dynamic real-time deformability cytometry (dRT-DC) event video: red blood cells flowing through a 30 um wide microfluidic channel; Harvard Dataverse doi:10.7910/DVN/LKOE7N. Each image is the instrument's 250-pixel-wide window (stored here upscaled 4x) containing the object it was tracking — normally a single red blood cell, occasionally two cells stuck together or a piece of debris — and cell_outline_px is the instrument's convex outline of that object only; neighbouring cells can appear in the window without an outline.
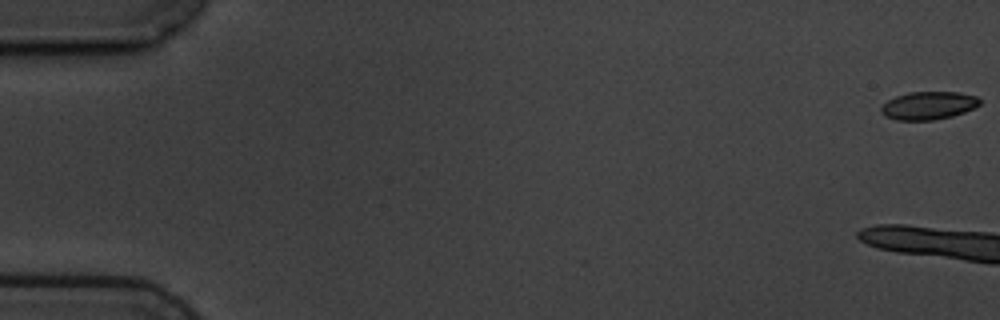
{"species": "common noctule bat (a hibernating species)", "species_latin": "Nyctalus noctula", "temperature_condition": "cold", "stored_images_in_passage": 6, "camera_frame_rate_fps": 3000, "um_per_image_px": 0.085, "animal": {"sex": "male", "body_mass_g": 19.5, "forearm_length_mm": 54.6}, "frame": {"image": 1, "passage_image": 1, "time_ms": 0.0, "image_size_px": [1000, 320], "cell_outline_px": [[980, 104], [964, 112], [952, 116], [932, 120], [896, 120], [884, 116], [880, 112], [880, 108], [888, 100], [896, 96], [908, 92], [960, 92], [976, 96], [980, 100]], "centroid_in_image_um": [78.89, 8.97], "position_along_channel_um": 6.1, "area_um2": 16.07}}
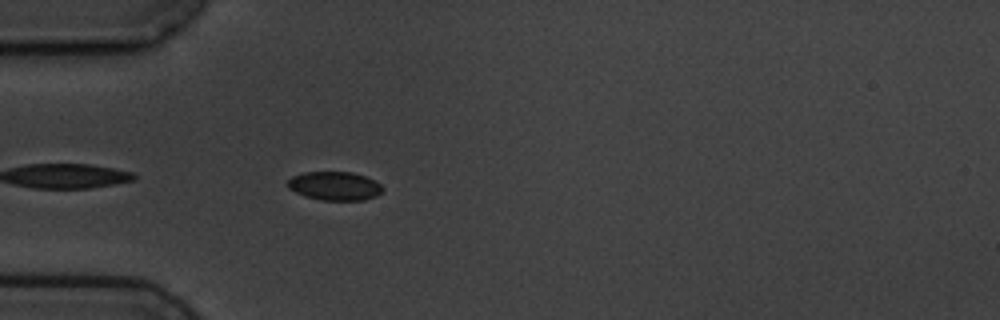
{"frame": {"image": 2, "passage_image": 6, "time_ms": 7.333, "image_size_px": [1000, 320], "cell_outline_px": [[384, 188], [376, 196], [364, 200], [320, 200], [304, 196], [288, 188], [288, 180], [292, 176], [304, 172], [352, 172], [364, 176], [380, 184]], "centroid_in_image_um": [28.43, 15.81], "position_along_channel_um": 56.6, "area_um2": 15.78}}